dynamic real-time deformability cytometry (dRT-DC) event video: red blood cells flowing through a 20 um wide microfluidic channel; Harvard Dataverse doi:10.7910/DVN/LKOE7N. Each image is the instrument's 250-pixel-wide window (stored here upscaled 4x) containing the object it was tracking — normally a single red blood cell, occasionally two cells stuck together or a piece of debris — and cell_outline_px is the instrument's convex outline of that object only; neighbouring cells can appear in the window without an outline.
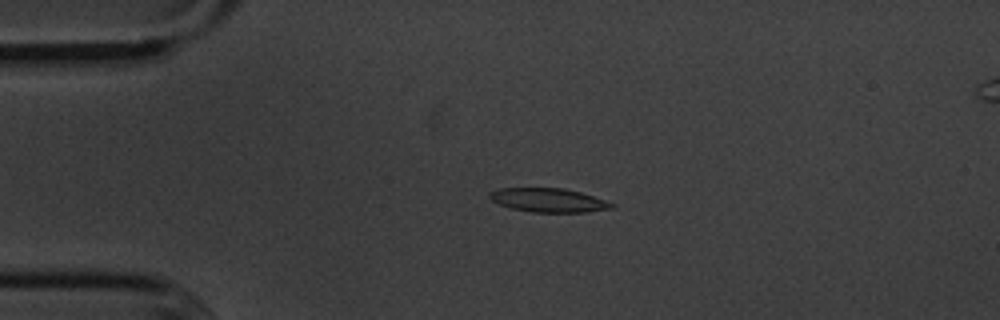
{"species": "common noctule bat (a hibernating species)", "species_latin": "Nyctalus noctula", "temperature_condition": "cold", "stored_images_in_passage": 6, "segment_of_instrument_passage": [1, 2], "camera_frame_rate_fps": 3000, "um_per_image_px": 0.085, "animal": {"sex": "male", "body_mass_g": 20.1, "forearm_length_mm": 53.5}, "frame": {"image": 1, "passage_image": 4, "time_ms": 3.667, "image_size_px": [1000, 320], "cell_outline_px": [[616, 208], [588, 212], [532, 212], [512, 208], [500, 204], [492, 200], [488, 196], [488, 192], [500, 188], [564, 188], [580, 192], [616, 204]], "centroid_in_image_um": [46.65, 17.01], "position_along_channel_um": 38.4, "area_um2": 16.99}}